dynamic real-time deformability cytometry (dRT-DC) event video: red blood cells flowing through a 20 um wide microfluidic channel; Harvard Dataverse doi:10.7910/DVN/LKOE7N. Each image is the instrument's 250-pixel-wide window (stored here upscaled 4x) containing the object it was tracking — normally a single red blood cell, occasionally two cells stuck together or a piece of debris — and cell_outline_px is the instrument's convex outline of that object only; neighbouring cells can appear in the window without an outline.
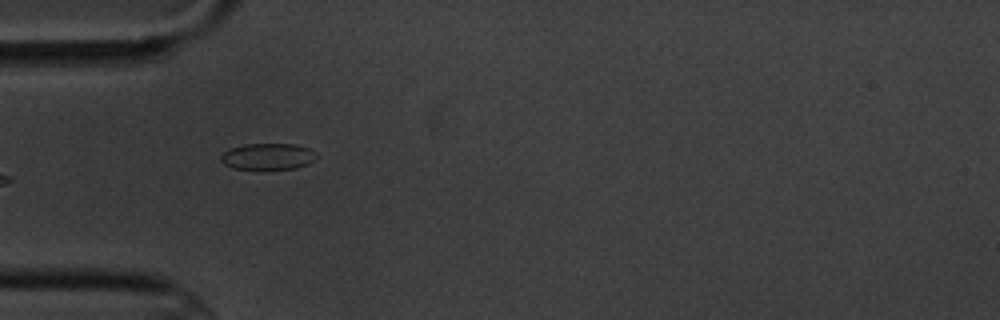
{"species": "common noctule bat (a hibernating species)", "species_latin": "Nyctalus noctula", "temperature_condition": "cold", "stored_images_in_passage": 7, "camera_frame_rate_fps": 3000, "um_per_image_px": 0.085, "animal": {"sex": "male", "body_mass_g": 20.1, "forearm_length_mm": 53.5}, "frame": {"image": 1, "passage_image": 6, "time_ms": 6.0, "image_size_px": [1000, 320], "cell_outline_px": [[320, 156], [308, 164], [296, 168], [260, 172], [232, 168], [224, 164], [220, 160], [220, 156], [224, 152], [232, 148], [244, 144], [296, 144], [308, 148], [316, 152]], "centroid_in_image_um": [22.78, 13.35], "position_along_channel_um": 62.2, "area_um2": 15.49}}